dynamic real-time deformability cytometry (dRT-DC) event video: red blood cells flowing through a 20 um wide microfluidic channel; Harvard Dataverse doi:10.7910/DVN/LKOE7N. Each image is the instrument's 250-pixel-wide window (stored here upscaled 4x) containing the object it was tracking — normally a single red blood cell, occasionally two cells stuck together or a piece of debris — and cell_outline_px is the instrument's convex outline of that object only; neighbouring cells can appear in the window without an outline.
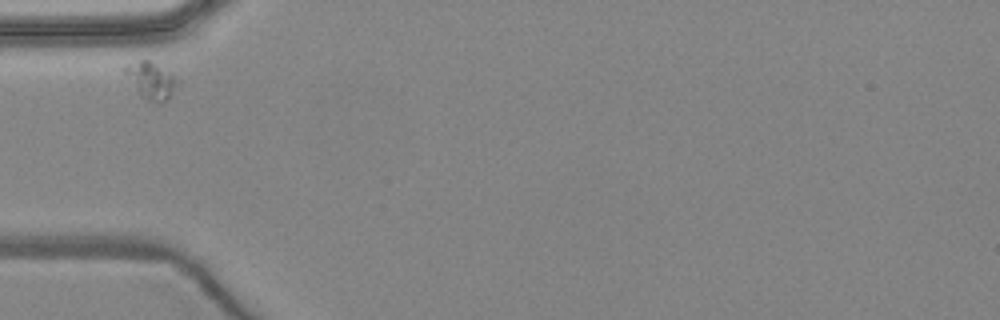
{"species": "common noctule bat (a hibernating species)", "species_latin": "Nyctalus noctula", "temperature_condition": "warm", "stored_images_in_passage": 8, "camera_frame_rate_fps": 3000, "um_per_image_px": 0.085, "animal": {"sex": "female", "body_mass_g": 24.6, "forearm_length_mm": 56.2}, "frame": {"image": 1, "passage_image": 1, "time_ms": 0.0, "image_size_px": [1000, 320], "cell_outline_px": [[180, 84], [160, 104], [156, 104], [144, 100], [140, 96], [120, 72], [120, 68], [128, 64], [140, 60], [148, 60], [176, 76], [180, 80]], "centroid_in_image_um": [12.77, 6.85], "position_along_channel_um": 72.2, "area_um2": 11.73}}
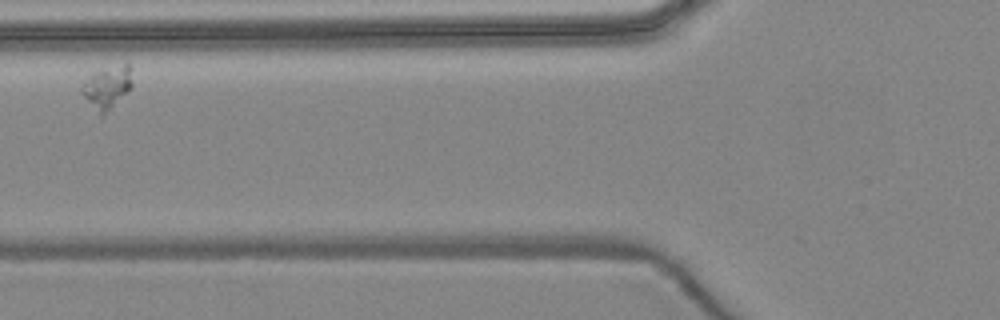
{"frame": {"image": 2, "passage_image": 2, "time_ms": 1.333, "image_size_px": [1000, 320], "cell_outline_px": [[132, 88], [100, 116], [84, 96], [80, 88], [96, 72], [124, 64], [128, 64], [132, 84]], "centroid_in_image_um": [9.12, 7.43], "position_along_channel_um": 116.7, "area_um2": 11.5}}
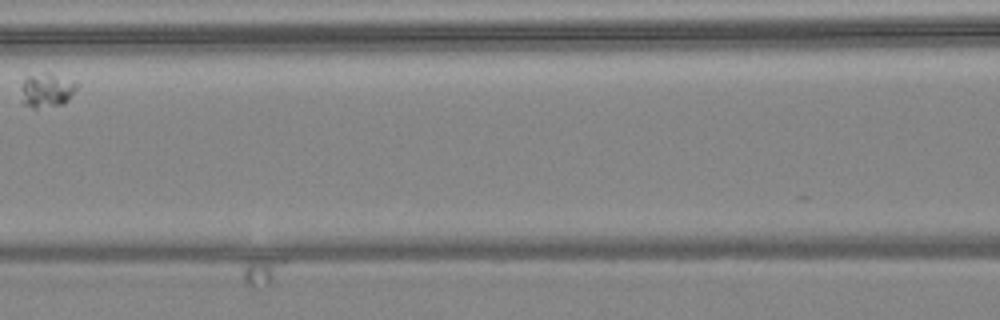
{"frame": {"image": 3, "passage_image": 3, "time_ms": 2.667, "image_size_px": [1000, 320], "cell_outline_px": [[76, 88], [68, 100], [64, 104], [36, 108], [32, 108], [24, 104], [20, 88], [20, 84], [28, 76], [44, 72], [48, 72], [76, 80]], "centroid_in_image_um": [3.97, 7.64], "position_along_channel_um": 162.6, "area_um2": 11.21}}